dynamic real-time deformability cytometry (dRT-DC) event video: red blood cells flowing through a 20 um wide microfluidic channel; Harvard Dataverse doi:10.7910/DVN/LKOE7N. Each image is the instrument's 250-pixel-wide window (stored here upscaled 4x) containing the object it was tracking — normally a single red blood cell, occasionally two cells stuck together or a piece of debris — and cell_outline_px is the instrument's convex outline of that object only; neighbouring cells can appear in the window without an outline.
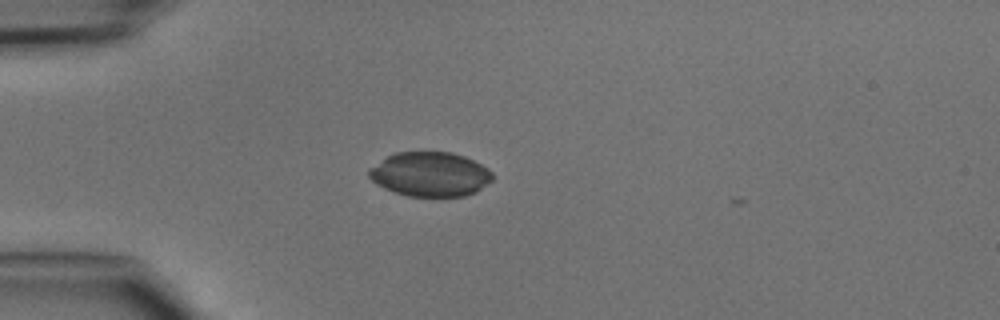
{"species": "common noctule bat (a hibernating species)", "species_latin": "Nyctalus noctula", "temperature_condition": "cold", "stored_images_in_passage": 31, "camera_frame_rate_fps": 3000, "um_per_image_px": 0.085, "animal": {"sex": "male", "body_mass_g": 15.6}, "frame": {"image": 1, "passage_image": 1, "time_ms": 0.0, "image_size_px": [1000, 320], "cell_outline_px": [[492, 180], [476, 192], [464, 196], [408, 196], [384, 188], [376, 184], [368, 176], [368, 168], [388, 156], [396, 152], [452, 152], [464, 156], [488, 168], [492, 172]], "centroid_in_image_um": [36.55, 14.81], "position_along_channel_um": 48.5, "area_um2": 31.91}}
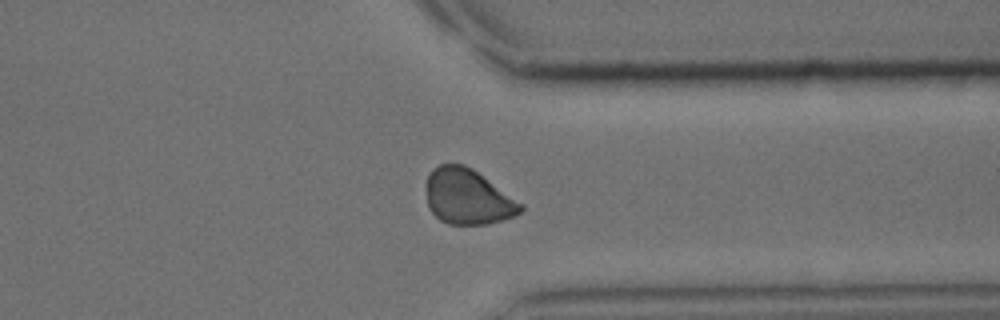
{"frame": {"image": 2, "passage_image": 25, "time_ms": 8.0, "image_size_px": [1000, 320], "cell_outline_px": [[524, 208], [520, 212], [512, 216], [488, 224], [448, 224], [440, 220], [428, 208], [428, 176], [432, 168], [440, 164], [464, 164], [472, 168], [524, 204]], "centroid_in_image_um": [39.77, 16.72], "position_along_channel_um": 371.6, "area_um2": 30.23}}
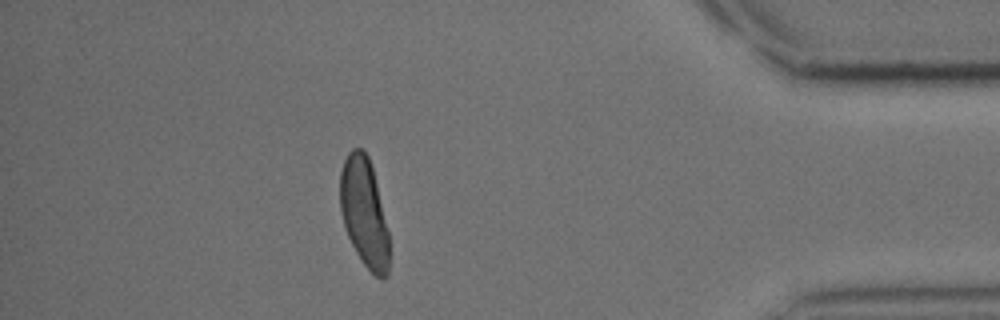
{"frame": {"image": 3, "passage_image": 30, "time_ms": 9.667, "image_size_px": [1000, 320], "cell_outline_px": [[388, 276], [384, 280], [380, 280], [364, 264], [356, 252], [348, 236], [340, 212], [340, 172], [344, 160], [348, 152], [352, 148], [364, 148], [368, 156], [372, 168], [388, 232]], "centroid_in_image_um": [30.94, 18.05], "position_along_channel_um": 404.3, "area_um2": 30.87}}